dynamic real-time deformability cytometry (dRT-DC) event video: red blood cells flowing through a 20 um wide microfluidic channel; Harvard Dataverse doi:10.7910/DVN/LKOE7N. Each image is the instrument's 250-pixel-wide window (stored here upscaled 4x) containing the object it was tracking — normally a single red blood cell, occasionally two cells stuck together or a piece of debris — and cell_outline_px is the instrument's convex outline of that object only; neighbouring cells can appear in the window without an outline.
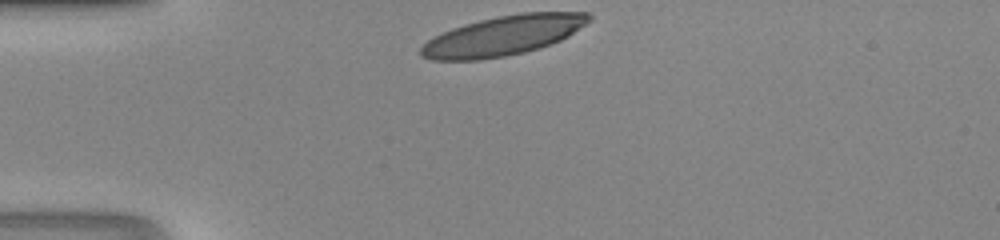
{"species": "human", "species_latin": "Homo sapiens", "temperature_condition": "room temperature", "stored_images_in_passage": 27, "camera_frame_rate_fps": 3000, "um_per_image_px": 0.085, "donor": {"sex": "male"}, "frame": {"image": 1, "passage_image": 1, "time_ms": 0.0, "image_size_px": [1000, 240], "cell_outline_px": [[592, 20], [568, 36], [560, 40], [540, 48], [524, 52], [504, 56], [480, 60], [432, 60], [420, 56], [420, 48], [428, 40], [452, 28], [464, 24], [480, 20], [520, 12], [588, 12], [592, 16]], "centroid_in_image_um": [42.79, 3.03], "position_along_channel_um": 42.2, "area_um2": 38.73}}
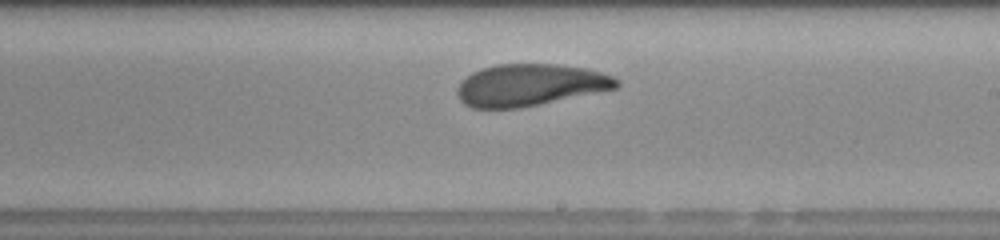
{"frame": {"image": 2, "passage_image": 17, "time_ms": 5.333, "image_size_px": [1000, 240], "cell_outline_px": [[620, 84], [616, 88], [520, 108], [472, 108], [464, 104], [460, 100], [456, 92], [456, 88], [472, 72], [496, 64], [556, 64], [588, 68], [612, 76], [620, 80]], "centroid_in_image_um": [45.05, 7.22], "position_along_channel_um": 244.0, "area_um2": 38.73}}
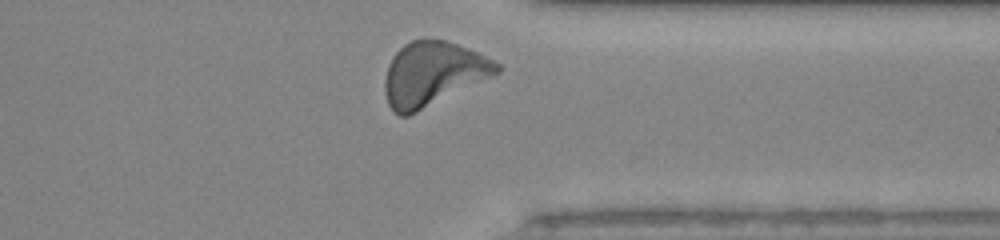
{"frame": {"image": 3, "passage_image": 26, "time_ms": 8.333, "image_size_px": [1000, 240], "cell_outline_px": [[504, 68], [500, 72], [408, 116], [400, 116], [392, 112], [388, 104], [384, 92], [384, 80], [388, 64], [392, 56], [404, 44], [412, 40], [444, 40], [468, 48], [500, 64]], "centroid_in_image_um": [36.75, 6.29], "position_along_channel_um": 374.6, "area_um2": 41.44}}